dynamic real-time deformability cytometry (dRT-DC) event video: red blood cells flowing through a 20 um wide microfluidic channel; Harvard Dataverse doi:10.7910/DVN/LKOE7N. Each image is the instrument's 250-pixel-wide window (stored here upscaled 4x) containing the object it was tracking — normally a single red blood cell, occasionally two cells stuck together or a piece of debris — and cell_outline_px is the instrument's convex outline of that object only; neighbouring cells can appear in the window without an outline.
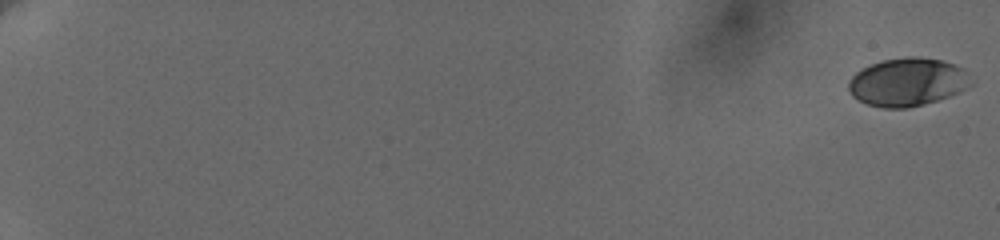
{"species": "human", "species_latin": "Homo sapiens", "temperature_condition": "cold", "stored_images_in_passage": 51, "camera_frame_rate_fps": 3000, "um_per_image_px": 0.085, "donor": {"sex": "female"}, "frame": {"image": 1, "passage_image": 1, "time_ms": 0.0, "image_size_px": [1000, 240], "cell_outline_px": [[972, 84], [968, 88], [960, 92], [924, 104], [908, 108], [884, 108], [868, 104], [852, 96], [848, 88], [848, 80], [856, 72], [872, 64], [884, 60], [908, 56], [916, 56], [940, 60], [952, 64], [960, 68]], "centroid_in_image_um": [77.09, 6.98], "position_along_channel_um": 7.9, "area_um2": 33.87}}
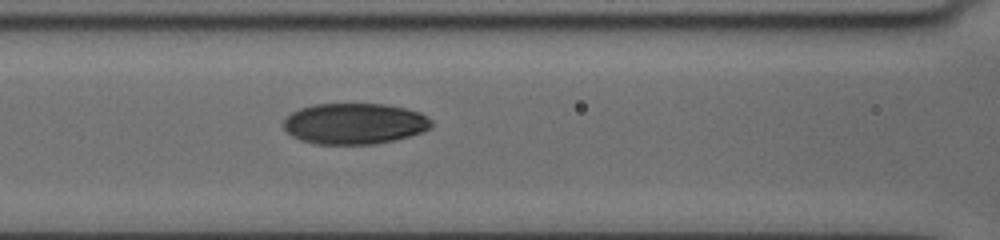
{"frame": {"image": 2, "passage_image": 27, "time_ms": 10.0, "image_size_px": [1000, 240], "cell_outline_px": [[432, 128], [424, 132], [376, 144], [316, 144], [300, 140], [292, 136], [284, 128], [284, 120], [292, 112], [300, 108], [312, 104], [384, 104], [404, 108], [420, 112], [432, 120]], "centroid_in_image_um": [30.14, 10.51], "position_along_channel_um": 136.5, "area_um2": 35.37}}
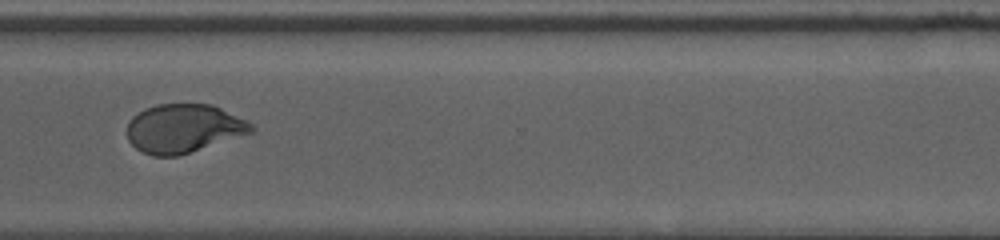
{"frame": {"image": 3, "passage_image": 50, "time_ms": 16.0, "image_size_px": [1000, 240], "cell_outline_px": [[256, 128], [252, 132], [176, 156], [152, 156], [136, 148], [128, 140], [128, 120], [132, 116], [144, 108], [156, 104], [212, 104], [252, 124]], "centroid_in_image_um": [15.56, 10.9], "position_along_channel_um": 355.0, "area_um2": 34.8}}